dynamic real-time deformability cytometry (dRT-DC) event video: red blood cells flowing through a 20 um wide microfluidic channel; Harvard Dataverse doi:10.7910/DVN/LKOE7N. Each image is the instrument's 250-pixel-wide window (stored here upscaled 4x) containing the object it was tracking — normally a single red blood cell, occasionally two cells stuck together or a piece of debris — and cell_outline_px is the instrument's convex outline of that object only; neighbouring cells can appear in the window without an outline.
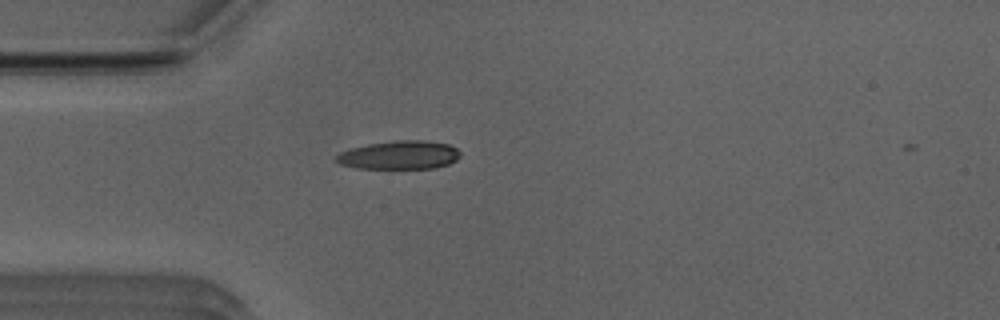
{"species": "Egyptian fruit bat (a non-hibernating species)", "species_latin": "Rousettus aegyptiacus", "temperature_condition": "room temperature", "stored_images_in_passage": 2, "camera_frame_rate_fps": 3000, "um_per_image_px": 0.085, "animal": {"sex": "male"}, "frame": {"image": 1, "passage_image": 1, "time_ms": 0.0, "image_size_px": [1000, 320], "cell_outline_px": [[460, 156], [456, 160], [448, 164], [436, 168], [356, 168], [340, 164], [332, 160], [340, 152], [352, 148], [368, 144], [396, 140], [424, 140], [448, 144], [456, 148], [460, 152]], "centroid_in_image_um": [33.93, 13.18], "position_along_channel_um": 51.1, "area_um2": 20.63}}